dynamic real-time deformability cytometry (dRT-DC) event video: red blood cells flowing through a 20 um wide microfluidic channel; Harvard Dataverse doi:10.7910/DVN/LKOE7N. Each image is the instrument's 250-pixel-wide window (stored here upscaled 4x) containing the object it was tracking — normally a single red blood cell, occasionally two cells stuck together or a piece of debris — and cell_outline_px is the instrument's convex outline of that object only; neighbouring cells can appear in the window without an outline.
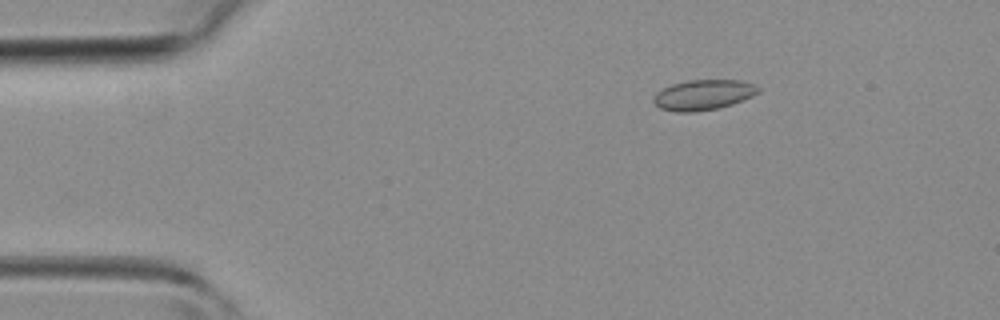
{"species": "common noctule bat (a hibernating species)", "species_latin": "Nyctalus noctula", "temperature_condition": "room temperature", "stored_images_in_passage": 43, "camera_frame_rate_fps": 3000, "um_per_image_px": 0.085, "animal": {"sex": "female", "body_mass_g": 19.3, "forearm_length_mm": 54.1}, "frame": {"image": 1, "passage_image": 7, "time_ms": 2.0, "image_size_px": [1000, 320], "cell_outline_px": [[760, 92], [744, 100], [720, 108], [692, 112], [676, 112], [660, 108], [652, 100], [656, 92], [672, 84], [688, 80], [740, 80], [752, 84], [760, 88]], "centroid_in_image_um": [59.79, 8.07], "position_along_channel_um": 25.2, "area_um2": 18.5}}
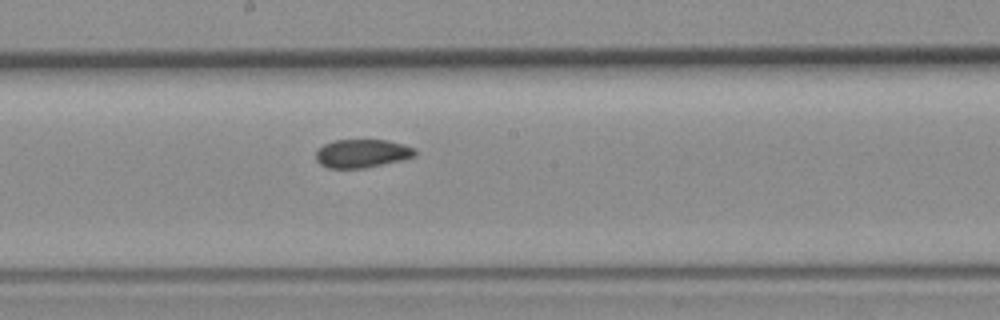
{"frame": {"image": 2, "passage_image": 23, "time_ms": 7.333, "image_size_px": [1000, 320], "cell_outline_px": [[416, 156], [400, 160], [364, 168], [328, 168], [320, 164], [316, 160], [316, 152], [324, 144], [336, 140], [388, 140], [404, 144], [416, 148]], "centroid_in_image_um": [30.79, 13.04], "position_along_channel_um": 217.4, "area_um2": 16.36}}
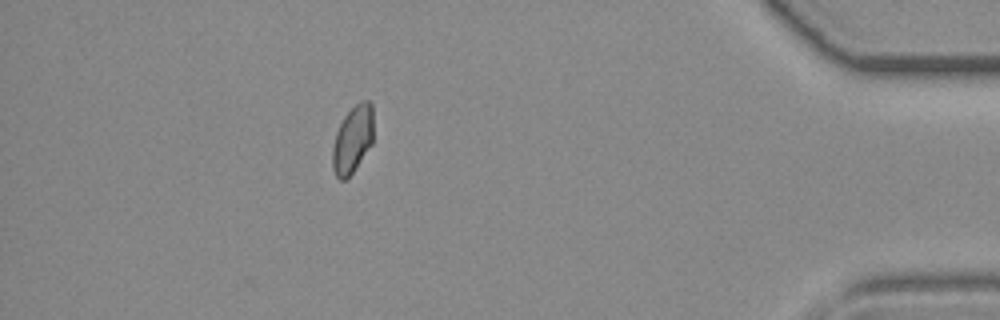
{"frame": {"image": 3, "passage_image": 38, "time_ms": 12.333, "image_size_px": [1000, 320], "cell_outline_px": [[372, 144], [352, 172], [344, 180], [340, 180], [336, 176], [332, 168], [332, 148], [336, 132], [344, 116], [360, 100], [368, 100], [372, 104]], "centroid_in_image_um": [29.96, 11.84], "position_along_channel_um": 405.2, "area_um2": 15.9}}